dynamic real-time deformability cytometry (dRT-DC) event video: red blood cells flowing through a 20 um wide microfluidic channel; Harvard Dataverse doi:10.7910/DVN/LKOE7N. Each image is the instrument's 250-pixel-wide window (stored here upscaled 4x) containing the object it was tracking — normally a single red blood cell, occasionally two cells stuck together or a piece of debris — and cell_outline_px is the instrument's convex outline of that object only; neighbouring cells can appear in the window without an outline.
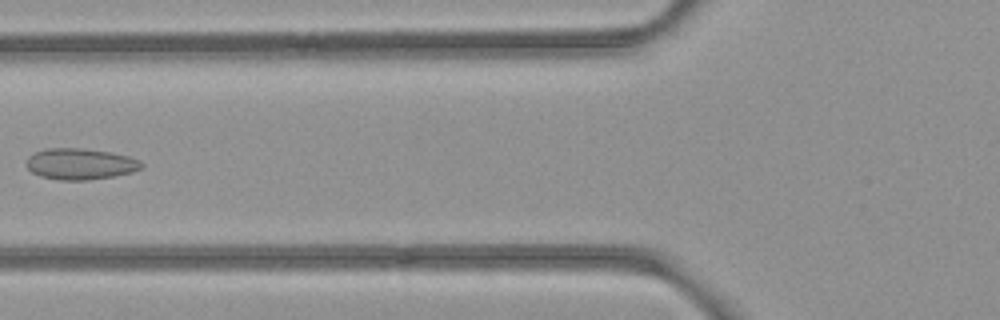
{"species": "common noctule bat (a hibernating species)", "species_latin": "Nyctalus noctula", "temperature_condition": "room temperature", "stored_images_in_passage": 3, "camera_frame_rate_fps": 3000, "um_per_image_px": 0.085, "animal": {"sex": "female", "body_mass_g": 21.9}, "frame": {"image": 1, "passage_image": 2, "time_ms": 0.333, "image_size_px": [1000, 320], "cell_outline_px": [[144, 168], [132, 172], [116, 176], [88, 180], [60, 180], [40, 176], [32, 172], [28, 168], [28, 156], [36, 152], [48, 148], [80, 148], [112, 152], [128, 156], [140, 160], [144, 164]], "centroid_in_image_um": [6.89, 13.94], "position_along_channel_um": 118.9, "area_um2": 20.98}}
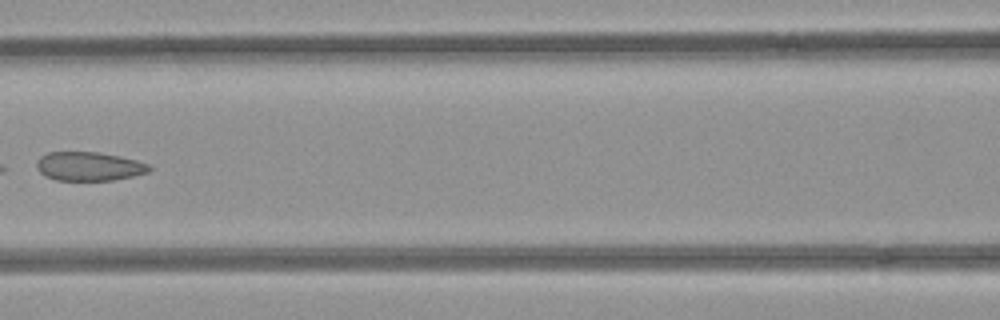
{"frame": {"image": 2, "passage_image": 3, "time_ms": 0.667, "image_size_px": [1000, 320], "cell_outline_px": [[152, 168], [148, 172], [132, 176], [112, 180], [56, 180], [44, 176], [36, 168], [36, 164], [40, 156], [48, 152], [96, 152], [120, 156], [136, 160], [148, 164]], "centroid_in_image_um": [7.54, 14.14], "position_along_channel_um": 159.1, "area_um2": 18.9}}